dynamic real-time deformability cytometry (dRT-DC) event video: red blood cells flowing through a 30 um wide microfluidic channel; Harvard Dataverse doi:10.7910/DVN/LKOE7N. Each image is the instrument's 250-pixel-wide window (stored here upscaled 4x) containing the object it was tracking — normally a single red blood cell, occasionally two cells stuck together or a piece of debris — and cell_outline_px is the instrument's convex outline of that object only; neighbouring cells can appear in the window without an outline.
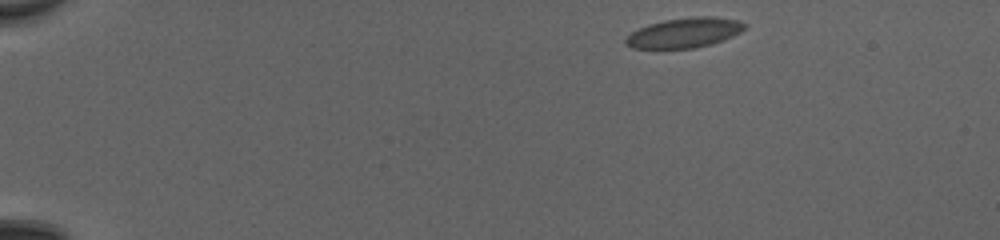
{"species": "common noctule bat (a hibernating species)", "species_latin": "Nyctalus noctula", "temperature_condition": "cold", "stored_images_in_passage": 46, "camera_frame_rate_fps": 3000, "um_per_image_px": 0.085, "animal": {"sex": "female", "body_mass_g": 20.0, "forearm_length_mm": 54.0}, "frame": {"image": 1, "passage_image": 1, "time_ms": 0.0, "image_size_px": [1000, 240], "cell_outline_px": [[744, 28], [740, 32], [724, 40], [712, 44], [692, 48], [632, 48], [624, 44], [624, 40], [632, 32], [648, 24], [664, 20], [704, 16], [708, 16], [736, 20], [744, 24]], "centroid_in_image_um": [58.13, 2.8], "position_along_channel_um": 26.9, "area_um2": 20.35}}
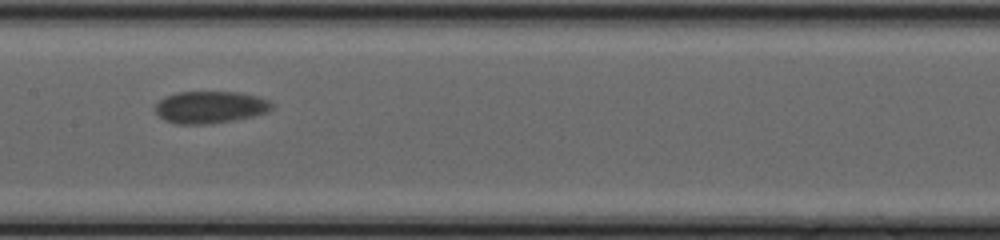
{"frame": {"image": 2, "passage_image": 22, "time_ms": 7.0, "image_size_px": [1000, 240], "cell_outline_px": [[272, 108], [268, 112], [252, 116], [212, 124], [176, 124], [164, 120], [156, 112], [156, 104], [160, 100], [176, 92], [236, 92], [256, 96], [268, 100], [272, 104]], "centroid_in_image_um": [17.86, 9.12], "position_along_channel_um": 189.5, "area_um2": 21.62}}
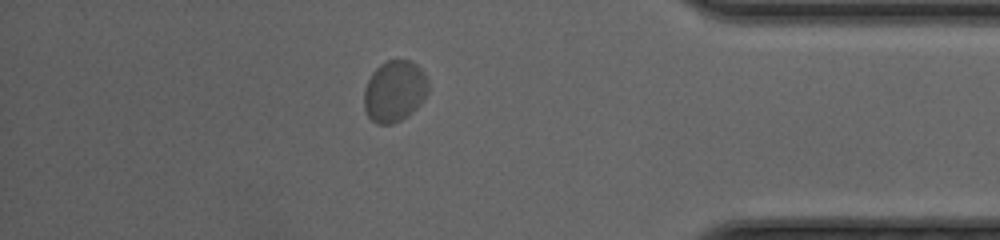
{"frame": {"image": 3, "passage_image": 40, "time_ms": 13.0, "image_size_px": [1000, 240], "cell_outline_px": [[428, 92], [420, 104], [408, 116], [392, 124], [376, 124], [368, 116], [364, 108], [364, 88], [372, 72], [380, 64], [388, 60], [412, 60], [420, 68], [428, 80]], "centroid_in_image_um": [33.53, 7.75], "position_along_channel_um": 401.7, "area_um2": 23.06}, "authors_computed_cell_mechanics": {"area_um2": 21.5594, "velocity_mm_per_s": 3.9359, "shape_relaxation_time_tau1_ms": 0.9148, "shape_relaxation_time_tau2_ms": null, "deformation_change_tau1": 0.0413, "deformation_change_tau2": null}}